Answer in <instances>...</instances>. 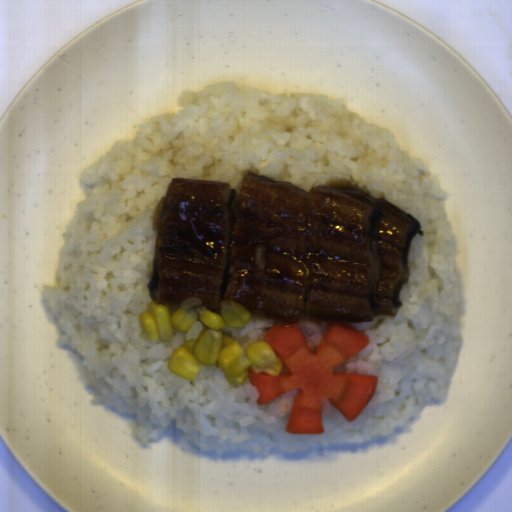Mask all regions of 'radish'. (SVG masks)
<instances>
[{
  "instance_id": "radish-1",
  "label": "radish",
  "mask_w": 512,
  "mask_h": 512,
  "mask_svg": "<svg viewBox=\"0 0 512 512\" xmlns=\"http://www.w3.org/2000/svg\"><path fill=\"white\" fill-rule=\"evenodd\" d=\"M288 374L269 375L248 370L250 383L264 405L297 390L286 422L289 435L325 433L322 409L325 399L348 422L355 421L371 402L379 378L334 372L342 363L369 346L370 340L351 323H329L314 354L297 321L281 322L263 334Z\"/></svg>"
}]
</instances>
